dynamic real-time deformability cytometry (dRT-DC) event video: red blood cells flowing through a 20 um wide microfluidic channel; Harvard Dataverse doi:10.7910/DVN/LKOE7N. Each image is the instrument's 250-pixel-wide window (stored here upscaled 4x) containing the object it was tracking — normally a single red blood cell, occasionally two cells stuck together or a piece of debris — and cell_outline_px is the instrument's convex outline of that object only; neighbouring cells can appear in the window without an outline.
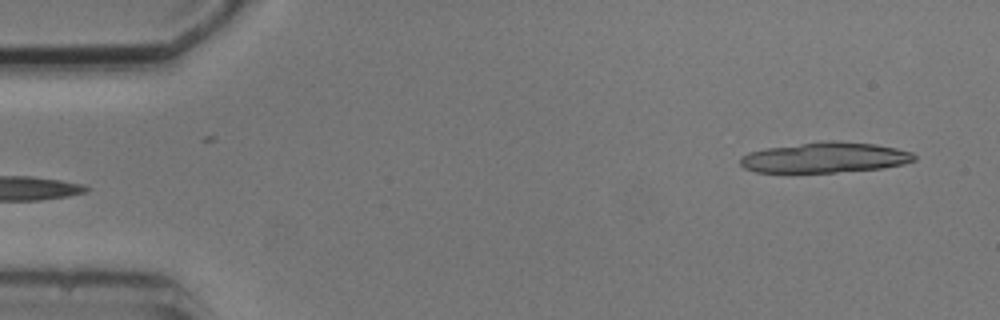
{"species": "common noctule bat (a hibernating species)", "species_latin": "Nyctalus noctula", "temperature_condition": "cold", "stored_images_in_passage": 4, "segment_of_instrument_passage": [2, 2], "camera_frame_rate_fps": 3000, "um_per_image_px": 0.085, "animal": {"sex": "male", "body_mass_g": 20.5, "forearm_length_mm": 52.5}, "frame": {"image": 1, "passage_image": 4, "time_ms": 4.667, "image_size_px": [1000, 320], "cell_outline_px": [[916, 160], [904, 164], [884, 168], [836, 172], [756, 172], [744, 168], [740, 164], [740, 156], [748, 152], [768, 148], [828, 140], [840, 140], [876, 144], [896, 148], [912, 152], [916, 156]], "centroid_in_image_um": [70.15, 13.39], "position_along_channel_um": 14.8, "area_um2": 30.98}}